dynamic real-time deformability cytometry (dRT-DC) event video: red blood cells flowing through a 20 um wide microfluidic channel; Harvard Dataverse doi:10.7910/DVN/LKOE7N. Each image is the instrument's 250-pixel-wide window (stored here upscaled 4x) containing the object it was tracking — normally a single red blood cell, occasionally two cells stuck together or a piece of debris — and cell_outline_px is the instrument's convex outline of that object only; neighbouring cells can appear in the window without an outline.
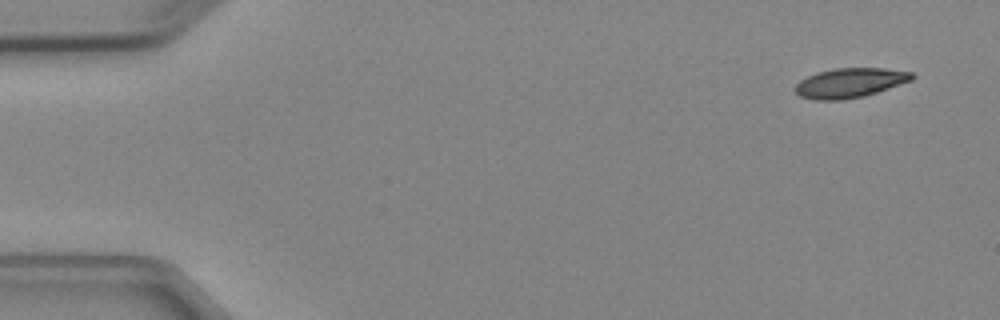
{"species": "Egyptian fruit bat (a non-hibernating species)", "species_latin": "Rousettus aegyptiacus", "temperature_condition": "cold", "stored_images_in_passage": 4, "camera_frame_rate_fps": 3000, "um_per_image_px": 0.085, "animal": {"sex": "female"}, "frame": {"image": 1, "passage_image": 1, "time_ms": 0.0, "image_size_px": [1000, 320], "cell_outline_px": [[916, 76], [912, 80], [864, 96], [844, 100], [816, 100], [800, 96], [792, 88], [800, 80], [816, 72], [836, 68], [884, 68], [912, 72]], "centroid_in_image_um": [72.22, 7.04], "position_along_channel_um": 12.8, "area_um2": 20.17}}
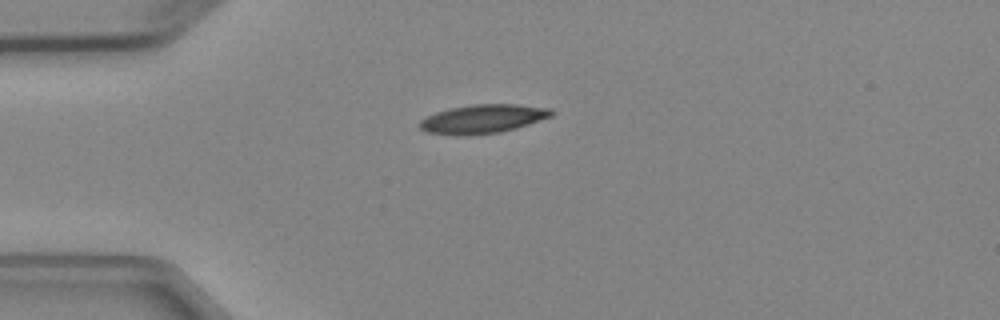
{"frame": {"image": 2, "passage_image": 4, "time_ms": 3.333, "image_size_px": [1000, 320], "cell_outline_px": [[552, 116], [516, 128], [500, 132], [428, 132], [420, 128], [420, 120], [436, 112], [448, 108], [472, 104], [516, 104], [552, 108]], "centroid_in_image_um": [41.13, 10.03], "position_along_channel_um": 43.9, "area_um2": 20.98}}